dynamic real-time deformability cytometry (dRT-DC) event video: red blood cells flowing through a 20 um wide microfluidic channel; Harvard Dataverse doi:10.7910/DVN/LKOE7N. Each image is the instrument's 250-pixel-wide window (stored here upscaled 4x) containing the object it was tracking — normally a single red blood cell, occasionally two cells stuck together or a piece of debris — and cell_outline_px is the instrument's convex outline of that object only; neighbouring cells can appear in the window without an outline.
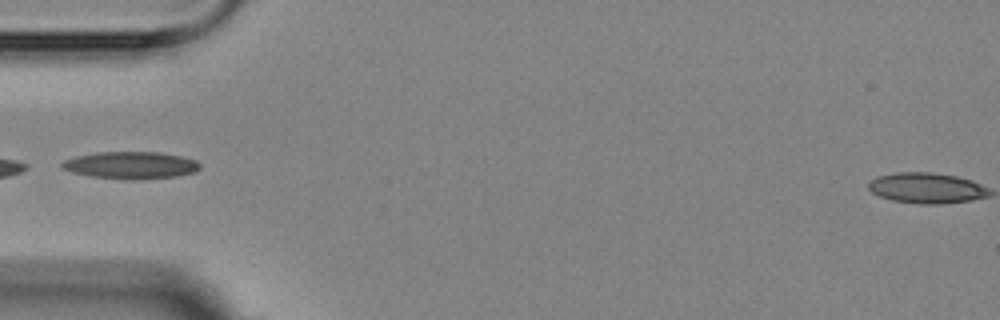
{"species": "Egyptian fruit bat (a non-hibernating species)", "species_latin": "Rousettus aegyptiacus", "temperature_condition": "room temperature", "stored_images_in_passage": 8, "camera_frame_rate_fps": 3000, "um_per_image_px": 0.085, "animal": {"sex": "female"}, "frame": {"image": 1, "passage_image": 4, "time_ms": 5.333, "image_size_px": [1000, 320], "cell_outline_px": [[200, 168], [196, 172], [176, 176], [136, 180], [132, 180], [92, 176], [72, 172], [60, 168], [60, 164], [64, 160], [76, 156], [96, 152], [160, 152], [180, 156], [196, 160], [200, 164]], "centroid_in_image_um": [11.11, 14.04], "position_along_channel_um": 73.9, "area_um2": 21.91}}
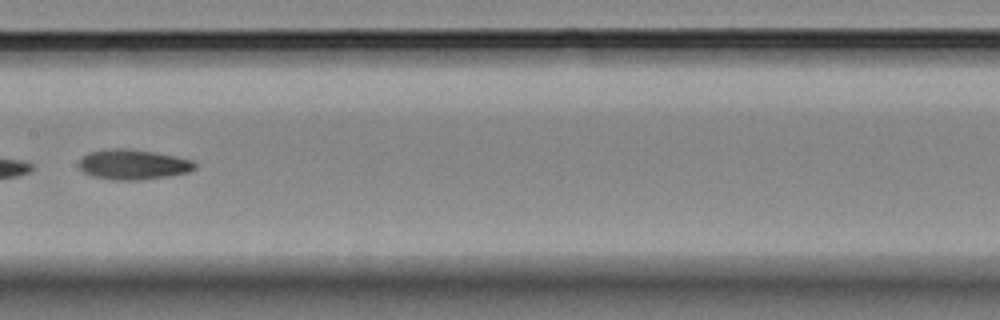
{"frame": {"image": 2, "passage_image": 7, "time_ms": 8.667, "image_size_px": [1000, 320], "cell_outline_px": [[196, 168], [188, 172], [168, 176], [140, 180], [112, 180], [92, 176], [84, 172], [80, 168], [80, 160], [88, 152], [112, 148], [128, 148], [176, 156], [192, 160], [196, 164]], "centroid_in_image_um": [11.32, 13.98], "position_along_channel_um": 196.1, "area_um2": 20.29}}
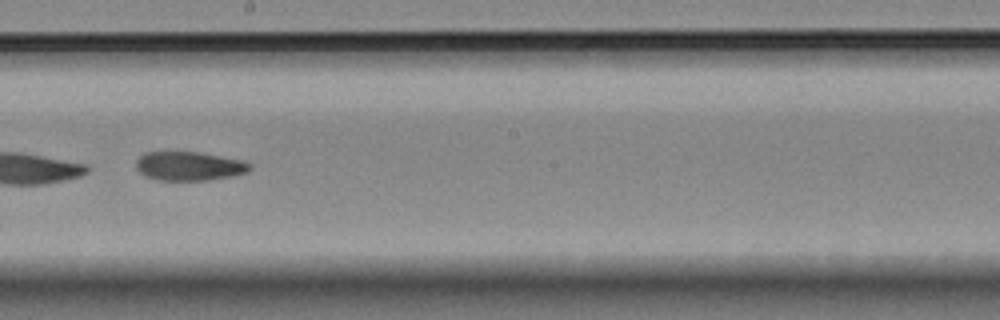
{"frame": {"image": 3, "passage_image": 8, "time_ms": 9.667, "image_size_px": [1000, 320], "cell_outline_px": [[252, 168], [248, 172], [232, 176], [208, 180], [156, 180], [144, 176], [136, 168], [136, 160], [144, 152], [196, 152], [244, 160], [252, 164]], "centroid_in_image_um": [16.09, 14.12], "position_along_channel_um": 232.1, "area_um2": 19.31}}